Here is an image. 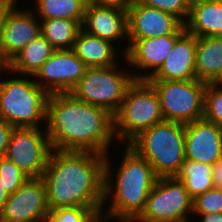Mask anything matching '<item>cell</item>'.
Returning a JSON list of instances; mask_svg holds the SVG:
<instances>
[{"instance_id": "cell-1", "label": "cell", "mask_w": 222, "mask_h": 222, "mask_svg": "<svg viewBox=\"0 0 222 222\" xmlns=\"http://www.w3.org/2000/svg\"><path fill=\"white\" fill-rule=\"evenodd\" d=\"M45 128L53 150L106 155L117 142L114 115L80 101L70 92L50 94Z\"/></svg>"}, {"instance_id": "cell-2", "label": "cell", "mask_w": 222, "mask_h": 222, "mask_svg": "<svg viewBox=\"0 0 222 222\" xmlns=\"http://www.w3.org/2000/svg\"><path fill=\"white\" fill-rule=\"evenodd\" d=\"M105 155L89 151L52 150L41 176L50 210L92 208L101 215L104 198Z\"/></svg>"}, {"instance_id": "cell-3", "label": "cell", "mask_w": 222, "mask_h": 222, "mask_svg": "<svg viewBox=\"0 0 222 222\" xmlns=\"http://www.w3.org/2000/svg\"><path fill=\"white\" fill-rule=\"evenodd\" d=\"M124 147L116 170L112 168L110 153L105 155L101 222H133L144 210L148 194L159 178L146 159L128 145Z\"/></svg>"}, {"instance_id": "cell-4", "label": "cell", "mask_w": 222, "mask_h": 222, "mask_svg": "<svg viewBox=\"0 0 222 222\" xmlns=\"http://www.w3.org/2000/svg\"><path fill=\"white\" fill-rule=\"evenodd\" d=\"M0 76V119L14 127H46L50 94L37 85L32 75L16 76L3 66Z\"/></svg>"}, {"instance_id": "cell-5", "label": "cell", "mask_w": 222, "mask_h": 222, "mask_svg": "<svg viewBox=\"0 0 222 222\" xmlns=\"http://www.w3.org/2000/svg\"><path fill=\"white\" fill-rule=\"evenodd\" d=\"M128 146L148 161L158 177L176 176L185 160V124L164 120L141 132Z\"/></svg>"}, {"instance_id": "cell-6", "label": "cell", "mask_w": 222, "mask_h": 222, "mask_svg": "<svg viewBox=\"0 0 222 222\" xmlns=\"http://www.w3.org/2000/svg\"><path fill=\"white\" fill-rule=\"evenodd\" d=\"M162 121L164 116L154 87L147 80H134L114 115L116 140L128 145L141 132Z\"/></svg>"}, {"instance_id": "cell-7", "label": "cell", "mask_w": 222, "mask_h": 222, "mask_svg": "<svg viewBox=\"0 0 222 222\" xmlns=\"http://www.w3.org/2000/svg\"><path fill=\"white\" fill-rule=\"evenodd\" d=\"M120 63L107 67H87L84 76L70 92L77 99L107 109L115 115L121 107L128 87L135 78Z\"/></svg>"}, {"instance_id": "cell-8", "label": "cell", "mask_w": 222, "mask_h": 222, "mask_svg": "<svg viewBox=\"0 0 222 222\" xmlns=\"http://www.w3.org/2000/svg\"><path fill=\"white\" fill-rule=\"evenodd\" d=\"M147 81L158 94L164 120L186 124L203 118L207 83L197 79Z\"/></svg>"}, {"instance_id": "cell-9", "label": "cell", "mask_w": 222, "mask_h": 222, "mask_svg": "<svg viewBox=\"0 0 222 222\" xmlns=\"http://www.w3.org/2000/svg\"><path fill=\"white\" fill-rule=\"evenodd\" d=\"M192 209L193 198L176 176L159 177L133 222H191Z\"/></svg>"}, {"instance_id": "cell-10", "label": "cell", "mask_w": 222, "mask_h": 222, "mask_svg": "<svg viewBox=\"0 0 222 222\" xmlns=\"http://www.w3.org/2000/svg\"><path fill=\"white\" fill-rule=\"evenodd\" d=\"M52 150L45 127H14L5 157L29 178H39Z\"/></svg>"}, {"instance_id": "cell-11", "label": "cell", "mask_w": 222, "mask_h": 222, "mask_svg": "<svg viewBox=\"0 0 222 222\" xmlns=\"http://www.w3.org/2000/svg\"><path fill=\"white\" fill-rule=\"evenodd\" d=\"M185 31L183 24L173 34L145 39H128L129 46L124 54V64L125 67L130 66L129 69L135 80L150 78L160 68L172 51L176 40Z\"/></svg>"}, {"instance_id": "cell-12", "label": "cell", "mask_w": 222, "mask_h": 222, "mask_svg": "<svg viewBox=\"0 0 222 222\" xmlns=\"http://www.w3.org/2000/svg\"><path fill=\"white\" fill-rule=\"evenodd\" d=\"M87 66L72 49L55 50L33 75L49 94L71 92L84 76Z\"/></svg>"}, {"instance_id": "cell-13", "label": "cell", "mask_w": 222, "mask_h": 222, "mask_svg": "<svg viewBox=\"0 0 222 222\" xmlns=\"http://www.w3.org/2000/svg\"><path fill=\"white\" fill-rule=\"evenodd\" d=\"M49 212L43 179L29 178L13 194H9L0 210V218L23 222H45Z\"/></svg>"}, {"instance_id": "cell-14", "label": "cell", "mask_w": 222, "mask_h": 222, "mask_svg": "<svg viewBox=\"0 0 222 222\" xmlns=\"http://www.w3.org/2000/svg\"><path fill=\"white\" fill-rule=\"evenodd\" d=\"M20 2L7 14L0 39V67L5 66L22 48L41 34V22ZM19 7V8H18ZM22 8V9H21Z\"/></svg>"}, {"instance_id": "cell-15", "label": "cell", "mask_w": 222, "mask_h": 222, "mask_svg": "<svg viewBox=\"0 0 222 222\" xmlns=\"http://www.w3.org/2000/svg\"><path fill=\"white\" fill-rule=\"evenodd\" d=\"M183 23L174 15L132 0L127 7V39L161 37L175 33Z\"/></svg>"}, {"instance_id": "cell-16", "label": "cell", "mask_w": 222, "mask_h": 222, "mask_svg": "<svg viewBox=\"0 0 222 222\" xmlns=\"http://www.w3.org/2000/svg\"><path fill=\"white\" fill-rule=\"evenodd\" d=\"M81 26L85 32L110 41L115 45L118 44V41L125 42L126 40L127 43L123 44L125 49L122 50L124 54L126 53L129 46L127 9L87 3Z\"/></svg>"}, {"instance_id": "cell-17", "label": "cell", "mask_w": 222, "mask_h": 222, "mask_svg": "<svg viewBox=\"0 0 222 222\" xmlns=\"http://www.w3.org/2000/svg\"><path fill=\"white\" fill-rule=\"evenodd\" d=\"M222 156V126L204 118L185 124V159L213 165Z\"/></svg>"}, {"instance_id": "cell-18", "label": "cell", "mask_w": 222, "mask_h": 222, "mask_svg": "<svg viewBox=\"0 0 222 222\" xmlns=\"http://www.w3.org/2000/svg\"><path fill=\"white\" fill-rule=\"evenodd\" d=\"M196 45L197 37L185 31L175 42L160 68L147 80L196 79Z\"/></svg>"}, {"instance_id": "cell-19", "label": "cell", "mask_w": 222, "mask_h": 222, "mask_svg": "<svg viewBox=\"0 0 222 222\" xmlns=\"http://www.w3.org/2000/svg\"><path fill=\"white\" fill-rule=\"evenodd\" d=\"M72 50L87 67L116 65L120 63L121 57H118L120 55L124 59V53L119 52L121 50L119 46L117 47L110 41L93 36L82 29L75 39Z\"/></svg>"}, {"instance_id": "cell-20", "label": "cell", "mask_w": 222, "mask_h": 222, "mask_svg": "<svg viewBox=\"0 0 222 222\" xmlns=\"http://www.w3.org/2000/svg\"><path fill=\"white\" fill-rule=\"evenodd\" d=\"M195 74L205 83L222 80V36L197 38Z\"/></svg>"}, {"instance_id": "cell-21", "label": "cell", "mask_w": 222, "mask_h": 222, "mask_svg": "<svg viewBox=\"0 0 222 222\" xmlns=\"http://www.w3.org/2000/svg\"><path fill=\"white\" fill-rule=\"evenodd\" d=\"M185 29L198 37L222 36V0H206L190 7Z\"/></svg>"}, {"instance_id": "cell-22", "label": "cell", "mask_w": 222, "mask_h": 222, "mask_svg": "<svg viewBox=\"0 0 222 222\" xmlns=\"http://www.w3.org/2000/svg\"><path fill=\"white\" fill-rule=\"evenodd\" d=\"M56 49L40 34L22 48L5 67L16 75H34Z\"/></svg>"}, {"instance_id": "cell-23", "label": "cell", "mask_w": 222, "mask_h": 222, "mask_svg": "<svg viewBox=\"0 0 222 222\" xmlns=\"http://www.w3.org/2000/svg\"><path fill=\"white\" fill-rule=\"evenodd\" d=\"M41 34L56 50L72 49L83 21L65 18L40 19Z\"/></svg>"}, {"instance_id": "cell-24", "label": "cell", "mask_w": 222, "mask_h": 222, "mask_svg": "<svg viewBox=\"0 0 222 222\" xmlns=\"http://www.w3.org/2000/svg\"><path fill=\"white\" fill-rule=\"evenodd\" d=\"M211 176L212 165L188 159L184 160L176 175L193 199L214 188Z\"/></svg>"}, {"instance_id": "cell-25", "label": "cell", "mask_w": 222, "mask_h": 222, "mask_svg": "<svg viewBox=\"0 0 222 222\" xmlns=\"http://www.w3.org/2000/svg\"><path fill=\"white\" fill-rule=\"evenodd\" d=\"M31 10L39 19L65 18L83 21L87 2L85 0H34Z\"/></svg>"}, {"instance_id": "cell-26", "label": "cell", "mask_w": 222, "mask_h": 222, "mask_svg": "<svg viewBox=\"0 0 222 222\" xmlns=\"http://www.w3.org/2000/svg\"><path fill=\"white\" fill-rule=\"evenodd\" d=\"M45 222H101L92 208L59 207L50 210Z\"/></svg>"}, {"instance_id": "cell-27", "label": "cell", "mask_w": 222, "mask_h": 222, "mask_svg": "<svg viewBox=\"0 0 222 222\" xmlns=\"http://www.w3.org/2000/svg\"><path fill=\"white\" fill-rule=\"evenodd\" d=\"M203 118L222 126V84L207 83Z\"/></svg>"}, {"instance_id": "cell-28", "label": "cell", "mask_w": 222, "mask_h": 222, "mask_svg": "<svg viewBox=\"0 0 222 222\" xmlns=\"http://www.w3.org/2000/svg\"><path fill=\"white\" fill-rule=\"evenodd\" d=\"M207 213H222V189L212 188L193 199L192 215H196L194 219Z\"/></svg>"}, {"instance_id": "cell-29", "label": "cell", "mask_w": 222, "mask_h": 222, "mask_svg": "<svg viewBox=\"0 0 222 222\" xmlns=\"http://www.w3.org/2000/svg\"><path fill=\"white\" fill-rule=\"evenodd\" d=\"M0 179L8 194H13L29 177L8 158L0 157Z\"/></svg>"}, {"instance_id": "cell-30", "label": "cell", "mask_w": 222, "mask_h": 222, "mask_svg": "<svg viewBox=\"0 0 222 222\" xmlns=\"http://www.w3.org/2000/svg\"><path fill=\"white\" fill-rule=\"evenodd\" d=\"M140 3L176 16L183 24L188 19L190 7L185 0H138Z\"/></svg>"}, {"instance_id": "cell-31", "label": "cell", "mask_w": 222, "mask_h": 222, "mask_svg": "<svg viewBox=\"0 0 222 222\" xmlns=\"http://www.w3.org/2000/svg\"><path fill=\"white\" fill-rule=\"evenodd\" d=\"M14 126L0 119V157H4Z\"/></svg>"}, {"instance_id": "cell-32", "label": "cell", "mask_w": 222, "mask_h": 222, "mask_svg": "<svg viewBox=\"0 0 222 222\" xmlns=\"http://www.w3.org/2000/svg\"><path fill=\"white\" fill-rule=\"evenodd\" d=\"M18 2V0H0V39L6 16Z\"/></svg>"}, {"instance_id": "cell-33", "label": "cell", "mask_w": 222, "mask_h": 222, "mask_svg": "<svg viewBox=\"0 0 222 222\" xmlns=\"http://www.w3.org/2000/svg\"><path fill=\"white\" fill-rule=\"evenodd\" d=\"M211 177L214 188L222 189V156L212 165Z\"/></svg>"}, {"instance_id": "cell-34", "label": "cell", "mask_w": 222, "mask_h": 222, "mask_svg": "<svg viewBox=\"0 0 222 222\" xmlns=\"http://www.w3.org/2000/svg\"><path fill=\"white\" fill-rule=\"evenodd\" d=\"M87 3L93 5L117 6L127 9V7L132 3V0H87Z\"/></svg>"}, {"instance_id": "cell-35", "label": "cell", "mask_w": 222, "mask_h": 222, "mask_svg": "<svg viewBox=\"0 0 222 222\" xmlns=\"http://www.w3.org/2000/svg\"><path fill=\"white\" fill-rule=\"evenodd\" d=\"M199 222H222V213H207L198 216Z\"/></svg>"}, {"instance_id": "cell-36", "label": "cell", "mask_w": 222, "mask_h": 222, "mask_svg": "<svg viewBox=\"0 0 222 222\" xmlns=\"http://www.w3.org/2000/svg\"><path fill=\"white\" fill-rule=\"evenodd\" d=\"M9 194L5 191L2 180L0 179V210L3 207V204L8 199Z\"/></svg>"}, {"instance_id": "cell-37", "label": "cell", "mask_w": 222, "mask_h": 222, "mask_svg": "<svg viewBox=\"0 0 222 222\" xmlns=\"http://www.w3.org/2000/svg\"><path fill=\"white\" fill-rule=\"evenodd\" d=\"M185 1L188 4V6L191 7L194 4H197V3H200V2H203V1H206V0H185Z\"/></svg>"}, {"instance_id": "cell-38", "label": "cell", "mask_w": 222, "mask_h": 222, "mask_svg": "<svg viewBox=\"0 0 222 222\" xmlns=\"http://www.w3.org/2000/svg\"><path fill=\"white\" fill-rule=\"evenodd\" d=\"M0 222H23V221H14V220L0 218Z\"/></svg>"}]
</instances>
